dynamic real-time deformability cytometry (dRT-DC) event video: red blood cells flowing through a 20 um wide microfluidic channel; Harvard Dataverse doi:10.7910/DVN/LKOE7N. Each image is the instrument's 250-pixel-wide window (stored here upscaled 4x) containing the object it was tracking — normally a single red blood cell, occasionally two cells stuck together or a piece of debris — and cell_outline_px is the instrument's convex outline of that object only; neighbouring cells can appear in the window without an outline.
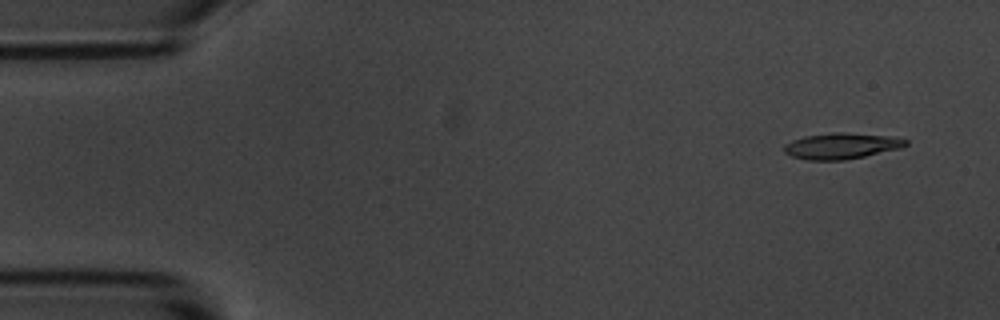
{"species": "common noctule bat (a hibernating species)", "species_latin": "Nyctalus noctula", "temperature_condition": "room temperature", "stored_images_in_passage": 6, "camera_frame_rate_fps": 3000, "um_per_image_px": 0.085, "animal": {"sex": "male", "body_mass_g": 20.1, "forearm_length_mm": 53.5}, "frame": {"image": 1, "passage_image": 1, "time_ms": 0.0, "image_size_px": [1000, 320], "cell_outline_px": [[908, 144], [900, 148], [864, 156], [844, 160], [808, 160], [792, 156], [784, 152], [784, 144], [792, 140], [804, 136], [832, 132], [844, 132], [896, 136], [908, 140]], "centroid_in_image_um": [71.54, 12.39], "position_along_channel_um": 13.5, "area_um2": 18.55}}
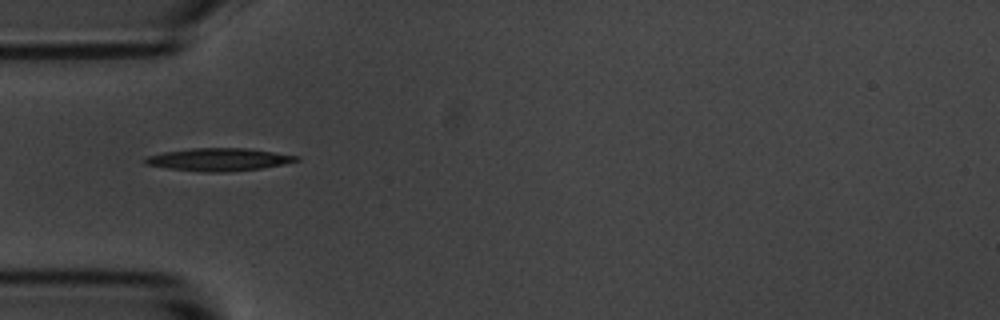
{"frame": {"image": 2, "passage_image": 4, "time_ms": 1.0, "image_size_px": [1000, 320], "cell_outline_px": [[300, 160], [284, 164], [260, 168], [224, 172], [208, 172], [168, 168], [144, 164], [144, 156], [164, 152], [192, 148], [248, 148], [300, 156]], "centroid_in_image_um": [18.59, 13.55], "position_along_channel_um": 66.4, "area_um2": 19.94}}
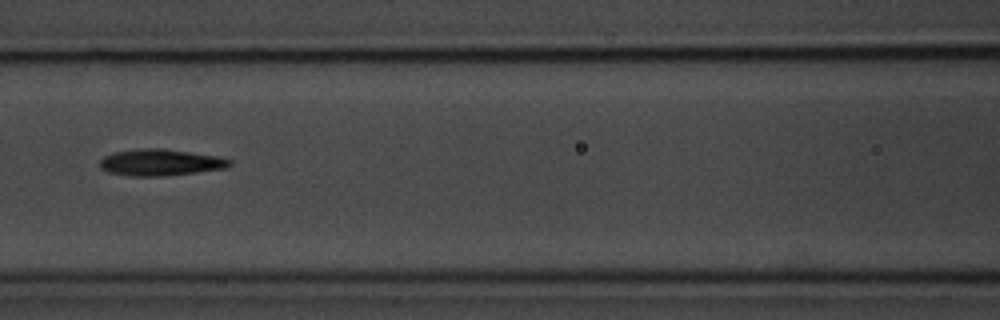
{"frame": {"image": 3, "passage_image": 6, "time_ms": 1.667, "image_size_px": [1000, 320], "cell_outline_px": [[232, 164], [228, 168], [196, 172], [160, 176], [132, 176], [108, 172], [100, 168], [100, 160], [104, 156], [112, 152], [140, 148], [164, 148], [220, 156], [232, 160]], "centroid_in_image_um": [13.66, 13.79], "position_along_channel_um": 152.9, "area_um2": 20.29}}